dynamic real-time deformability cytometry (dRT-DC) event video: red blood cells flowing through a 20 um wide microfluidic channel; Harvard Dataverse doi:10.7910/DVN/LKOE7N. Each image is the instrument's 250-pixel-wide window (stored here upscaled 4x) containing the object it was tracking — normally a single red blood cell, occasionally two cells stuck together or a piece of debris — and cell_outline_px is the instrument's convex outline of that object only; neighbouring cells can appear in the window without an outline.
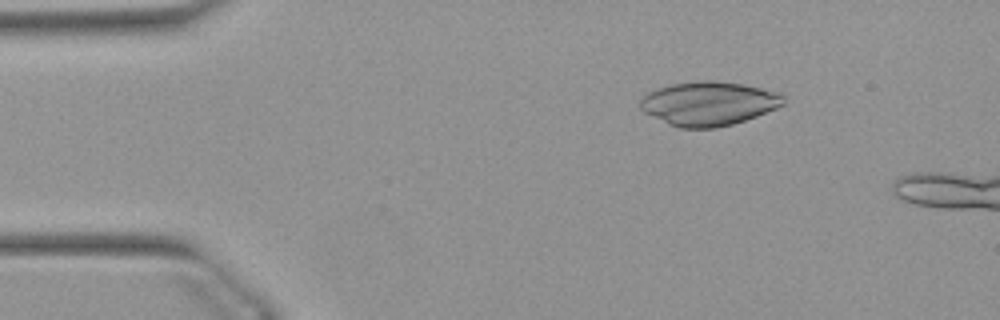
{"species": "Egyptian fruit bat (a non-hibernating species)", "species_latin": "Rousettus aegyptiacus", "temperature_condition": "warm", "stored_images_in_passage": 12, "camera_frame_rate_fps": 3000, "um_per_image_px": 0.085, "animal": {"sex": "female"}, "frame": {"image": 1, "passage_image": 7, "time_ms": 2.0, "image_size_px": [1000, 320], "cell_outline_px": [[784, 104], [776, 108], [756, 116], [732, 124], [716, 128], [680, 128], [668, 124], [644, 112], [640, 108], [640, 100], [648, 92], [672, 84], [708, 80], [744, 84], [776, 92], [784, 96]], "centroid_in_image_um": [60.23, 8.81], "position_along_channel_um": 24.8, "area_um2": 36.3}}